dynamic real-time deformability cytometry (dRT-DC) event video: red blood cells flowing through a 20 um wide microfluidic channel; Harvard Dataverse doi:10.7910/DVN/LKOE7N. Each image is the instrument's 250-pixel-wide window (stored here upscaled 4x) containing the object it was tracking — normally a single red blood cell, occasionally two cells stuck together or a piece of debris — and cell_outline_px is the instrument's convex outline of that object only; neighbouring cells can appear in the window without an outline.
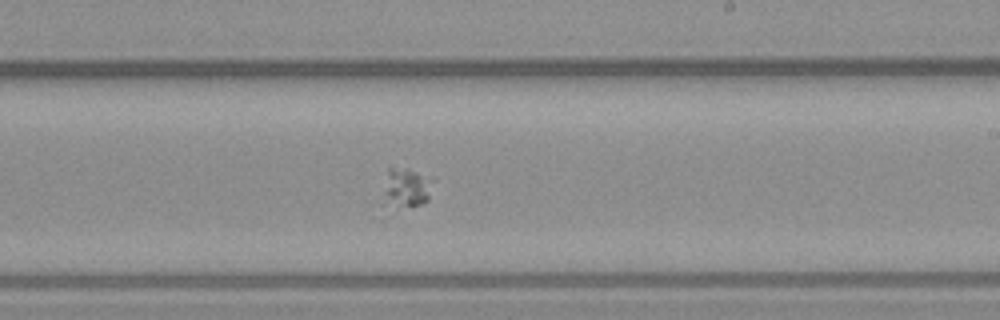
{"species": "common noctule bat (a hibernating species)", "species_latin": "Nyctalus noctula", "temperature_condition": "warm", "stored_images_in_passage": 51, "segment_of_instrument_passage": [2, 2], "camera_frame_rate_fps": 3000, "um_per_image_px": 0.085, "animal": {"sex": "male", "body_mass_g": 23.1, "forearm_length_mm": 52.7}, "frame": {"image": 1, "passage_image": 29, "time_ms": 9.333, "image_size_px": [1000, 320], "cell_outline_px": [[432, 180], [428, 200], [424, 204], [396, 208], [388, 196], [388, 168], [408, 168], [432, 176]], "centroid_in_image_um": [34.7, 15.91], "position_along_channel_um": 254.3, "area_um2": 10.58}}
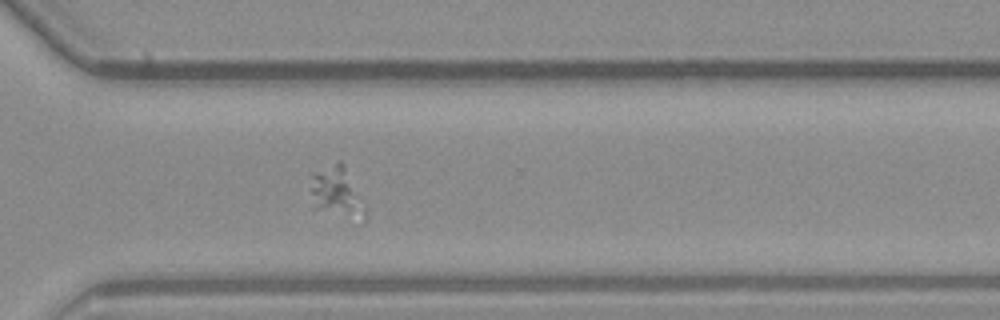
{"frame": {"image": 2, "passage_image": 36, "time_ms": 11.667, "image_size_px": [1000, 320], "cell_outline_px": [[368, 216], [360, 224], [312, 208], [308, 188], [312, 176], [336, 160], [340, 160], [344, 164], [368, 208]], "centroid_in_image_um": [28.68, 16.46], "position_along_channel_um": 341.9, "area_um2": 17.4}}
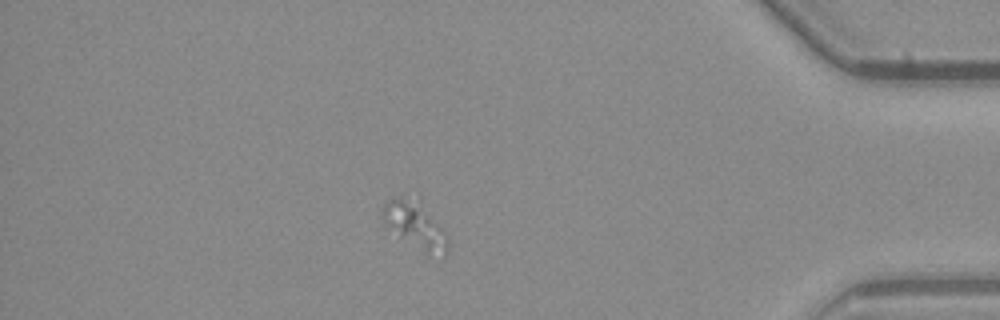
{"frame": {"image": 3, "passage_image": 44, "time_ms": 14.333, "image_size_px": [1000, 320], "cell_outline_px": [[448, 252], [444, 256], [428, 252], [400, 236], [384, 220], [380, 208], [388, 200], [412, 200], [448, 236]], "centroid_in_image_um": [35.29, 19.21], "position_along_channel_um": 399.9, "area_um2": 15.43}}